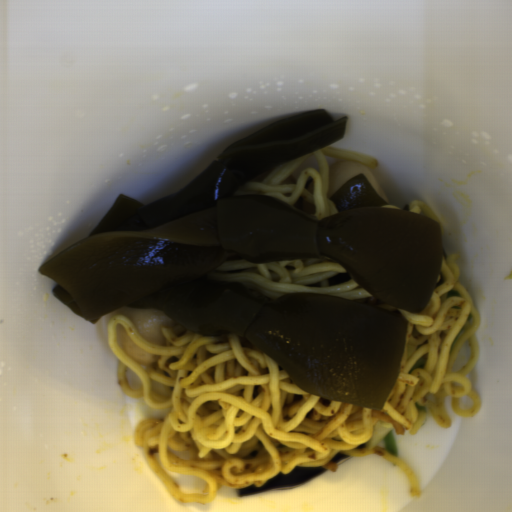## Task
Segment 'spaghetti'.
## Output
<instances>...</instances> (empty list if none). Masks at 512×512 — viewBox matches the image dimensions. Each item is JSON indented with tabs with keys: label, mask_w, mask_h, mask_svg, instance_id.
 Here are the masks:
<instances>
[{
	"label": "spaghetti",
	"mask_w": 512,
	"mask_h": 512,
	"mask_svg": "<svg viewBox=\"0 0 512 512\" xmlns=\"http://www.w3.org/2000/svg\"><path fill=\"white\" fill-rule=\"evenodd\" d=\"M350 159L376 170L379 161L374 156L329 146L319 152L285 164L251 179L231 195H261L283 199L305 216L324 219L336 216L338 211L327 197L330 183L328 157Z\"/></svg>",
	"instance_id": "8bdb9b5d"
},
{
	"label": "spaghetti",
	"mask_w": 512,
	"mask_h": 512,
	"mask_svg": "<svg viewBox=\"0 0 512 512\" xmlns=\"http://www.w3.org/2000/svg\"><path fill=\"white\" fill-rule=\"evenodd\" d=\"M441 254L434 290L413 313L381 302L337 261L314 256L250 263L231 258L205 278L231 281L250 295L274 301L288 293L334 295L404 318L405 347L398 376L381 409L321 398L291 382L267 354L235 333L199 334L174 323L162 328L165 344L141 337L128 316L113 315L106 331L118 359L121 391L164 418L137 423L133 437L150 468L175 501L209 504L222 486L261 487L296 467L339 471L337 454H379L404 475L411 498L420 496L406 460L368 446L375 426L417 435L432 416L452 426L445 400L461 418L474 417L482 399L467 374L479 360L475 333L480 314L459 282L457 261ZM120 329L158 361L143 366L122 353Z\"/></svg>",
	"instance_id": "c7327b10"
}]
</instances>
